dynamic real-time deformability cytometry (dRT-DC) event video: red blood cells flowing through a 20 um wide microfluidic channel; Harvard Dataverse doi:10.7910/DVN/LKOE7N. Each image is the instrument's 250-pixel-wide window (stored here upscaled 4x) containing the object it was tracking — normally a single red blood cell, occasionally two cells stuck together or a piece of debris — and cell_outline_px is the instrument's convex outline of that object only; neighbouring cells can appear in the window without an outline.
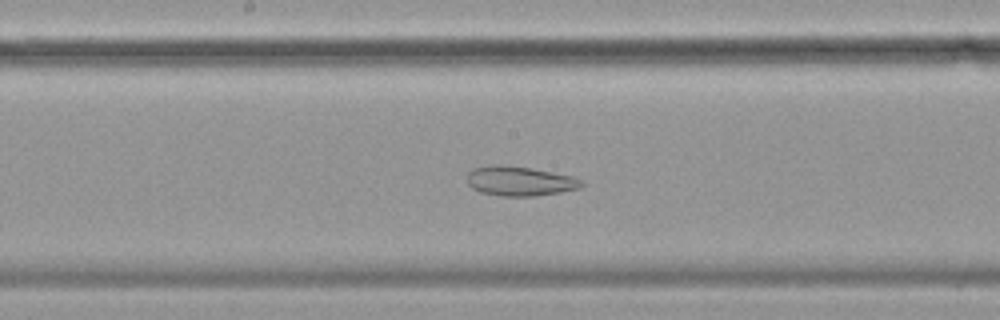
{"species": "common noctule bat (a hibernating species)", "species_latin": "Nyctalus noctula", "temperature_condition": "cold", "stored_images_in_passage": 58, "camera_frame_rate_fps": 3000, "um_per_image_px": 0.085, "animal": {"sex": "female", "body_mass_g": 19.9}, "frame": {"image": 1, "passage_image": 30, "time_ms": 9.667, "image_size_px": [1000, 320], "cell_outline_px": [[584, 184], [580, 188], [560, 192], [536, 196], [500, 196], [480, 192], [472, 188], [468, 184], [468, 172], [472, 168], [492, 164], [500, 164], [532, 168], [576, 176], [584, 180]], "centroid_in_image_um": [44.21, 15.38], "position_along_channel_um": 204.0, "area_um2": 20.11}}
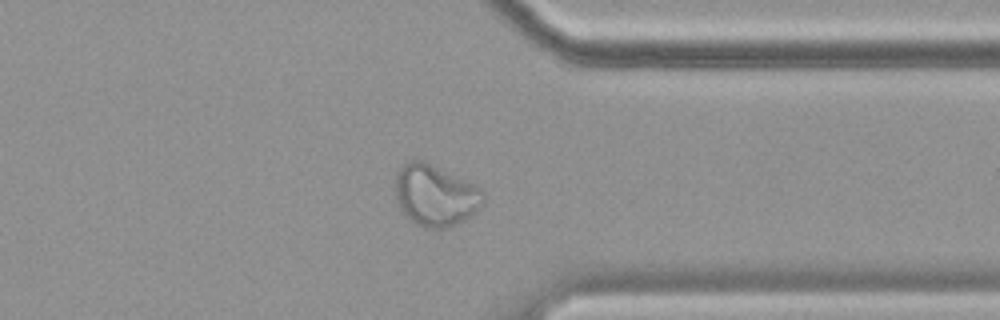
{"frame": {"image": 2, "passage_image": 45, "time_ms": 14.667, "image_size_px": [1000, 320], "cell_outline_px": [[484, 200], [464, 220], [456, 224], [444, 228], [424, 228], [416, 224], [400, 208], [396, 200], [396, 172], [408, 160], [424, 160], [480, 188], [484, 192]], "centroid_in_image_um": [36.96, 16.59], "position_along_channel_um": 374.4, "area_um2": 30.87}}
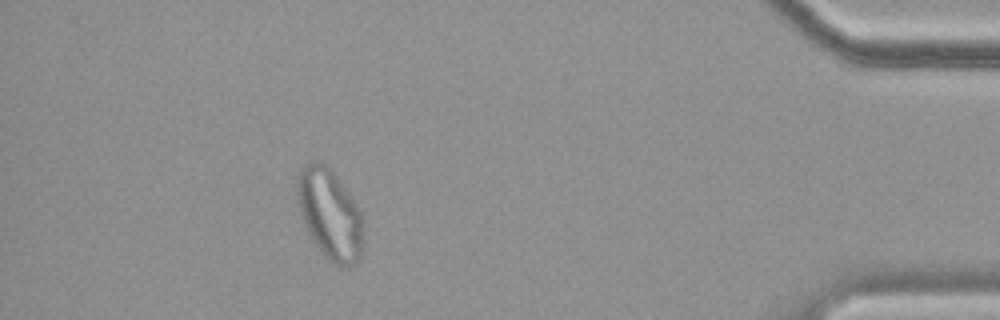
{"frame": {"image": 3, "passage_image": 52, "time_ms": 17.0, "image_size_px": [1000, 320], "cell_outline_px": [[360, 260], [356, 264], [348, 268], [340, 268], [332, 264], [320, 252], [308, 232], [304, 224], [300, 212], [296, 196], [296, 176], [300, 168], [308, 160], [324, 160], [360, 208]], "centroid_in_image_um": [27.97, 18.17], "position_along_channel_um": 407.2, "area_um2": 35.14}}